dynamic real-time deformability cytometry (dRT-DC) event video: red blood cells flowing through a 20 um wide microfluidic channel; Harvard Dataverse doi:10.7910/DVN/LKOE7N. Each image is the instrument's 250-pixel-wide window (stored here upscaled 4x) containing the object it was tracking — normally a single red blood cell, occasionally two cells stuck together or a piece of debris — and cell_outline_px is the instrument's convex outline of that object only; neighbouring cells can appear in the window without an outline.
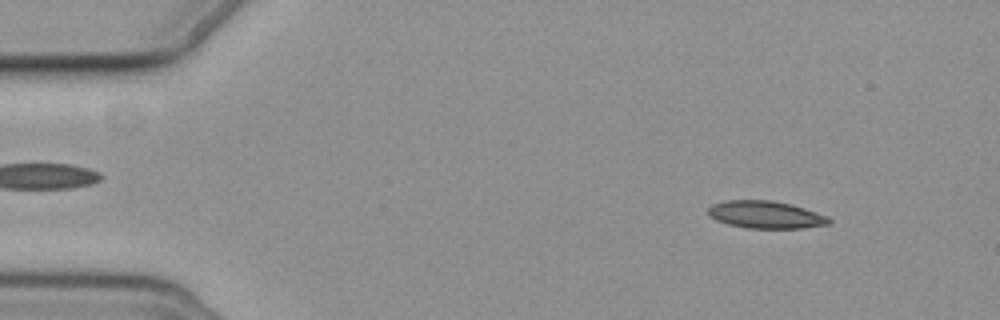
{"species": "common noctule bat (a hibernating species)", "species_latin": "Nyctalus noctula", "temperature_condition": "cold", "stored_images_in_passage": 6, "segment_of_instrument_passage": [1, 2], "camera_frame_rate_fps": 3000, "um_per_image_px": 0.085, "animal": {"sex": "female", "body_mass_g": 19.3, "forearm_length_mm": 54.1}, "frame": {"image": 1, "passage_image": 1, "time_ms": 0.0, "image_size_px": [1000, 320], "cell_outline_px": [[832, 220], [828, 224], [800, 228], [748, 228], [728, 224], [716, 220], [708, 212], [708, 208], [712, 204], [724, 200], [772, 200], [792, 204], [828, 216]], "centroid_in_image_um": [65.08, 18.24], "position_along_channel_um": 19.9, "area_um2": 19.25}}